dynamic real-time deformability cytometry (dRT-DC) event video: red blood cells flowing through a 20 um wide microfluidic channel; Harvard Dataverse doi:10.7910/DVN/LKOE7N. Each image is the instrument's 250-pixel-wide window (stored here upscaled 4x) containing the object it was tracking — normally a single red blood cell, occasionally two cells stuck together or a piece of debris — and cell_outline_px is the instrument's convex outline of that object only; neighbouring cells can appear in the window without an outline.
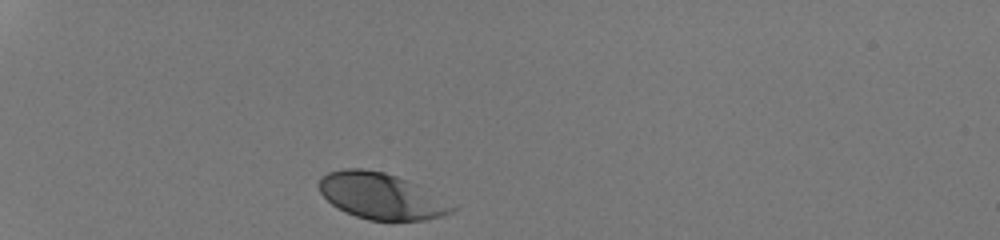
{"species": "human", "species_latin": "Homo sapiens", "temperature_condition": "room temperature", "stored_images_in_passage": 30, "camera_frame_rate_fps": 3000, "um_per_image_px": 0.085, "donor": {"sex": "male"}, "frame": {"image": 1, "passage_image": 1, "time_ms": 0.0, "image_size_px": [1000, 240], "cell_outline_px": [[456, 208], [452, 212], [440, 216], [424, 220], [368, 220], [344, 212], [332, 204], [320, 192], [320, 176], [328, 172], [344, 168], [360, 168], [384, 172], [408, 180], [456, 204]], "centroid_in_image_um": [32.42, 16.66], "position_along_channel_um": 52.6, "area_um2": 35.78}}
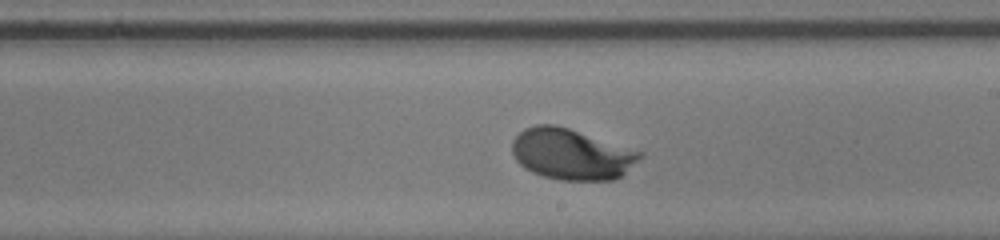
{"frame": {"image": 2, "passage_image": 18, "time_ms": 5.667, "image_size_px": [1000, 240], "cell_outline_px": [[644, 156], [620, 176], [612, 180], [560, 180], [544, 176], [532, 172], [524, 168], [516, 160], [512, 152], [512, 140], [524, 128], [536, 124], [552, 124], [568, 128], [644, 152]], "centroid_in_image_um": [48.57, 13.1], "position_along_channel_um": 240.4, "area_um2": 37.86}}
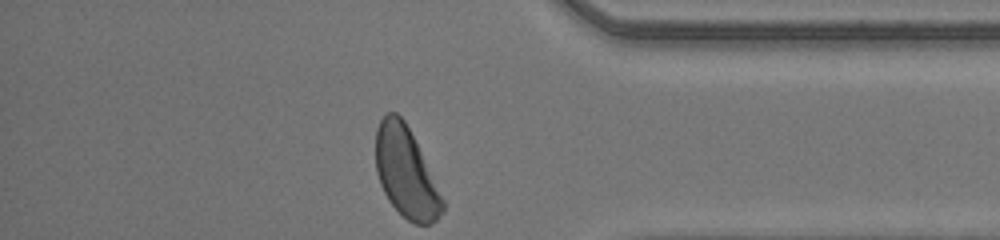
{"frame": {"image": 3, "passage_image": 30, "time_ms": 9.667, "image_size_px": [1000, 240], "cell_outline_px": [[444, 212], [436, 220], [428, 224], [416, 224], [408, 220], [388, 200], [380, 184], [376, 172], [376, 128], [380, 120], [388, 112], [396, 112], [404, 120], [444, 200]], "centroid_in_image_um": [34.48, 14.67], "position_along_channel_um": 400.7, "area_um2": 34.45}, "authors_computed_cell_mechanics": {"area_um2": 36.5007, "velocity_mm_per_s": 4.2001, "shape_relaxation_time_tau1_ms": 1.7288, "shape_relaxation_time_tau2_ms": null, "deformation_change_tau1": 0.1384, "deformation_change_tau2": null}}